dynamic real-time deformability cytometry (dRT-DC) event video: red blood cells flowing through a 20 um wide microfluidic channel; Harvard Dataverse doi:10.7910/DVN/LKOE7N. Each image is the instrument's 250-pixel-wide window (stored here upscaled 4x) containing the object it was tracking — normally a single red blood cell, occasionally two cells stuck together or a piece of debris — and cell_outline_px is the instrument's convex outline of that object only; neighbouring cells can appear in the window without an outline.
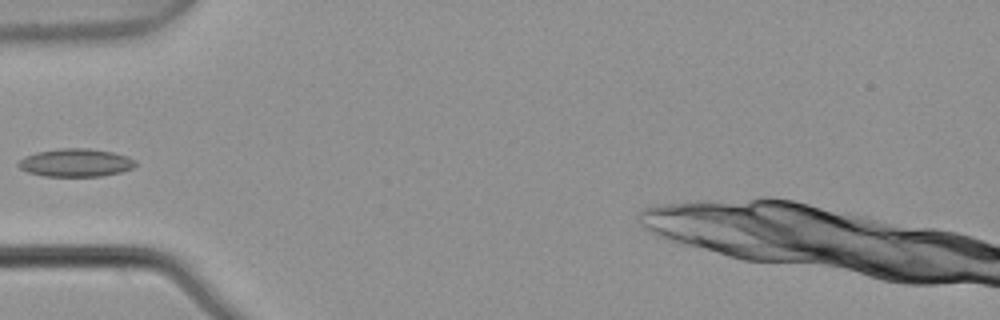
{"species": "common noctule bat (a hibernating species)", "species_latin": "Nyctalus noctula", "temperature_condition": "warm", "stored_images_in_passage": 5, "camera_frame_rate_fps": 3000, "um_per_image_px": 0.085, "animal": {"sex": "male", "body_mass_g": 21.5, "forearm_length_mm": 52.0}, "frame": {"image": 1, "passage_image": 5, "time_ms": 1.333, "image_size_px": [1000, 320], "cell_outline_px": [[136, 164], [132, 168], [120, 172], [100, 176], [44, 176], [28, 172], [20, 168], [16, 164], [24, 156], [36, 152], [60, 148], [88, 148], [112, 152], [128, 156], [136, 160]], "centroid_in_image_um": [6.42, 13.82], "position_along_channel_um": 78.6, "area_um2": 19.13}}